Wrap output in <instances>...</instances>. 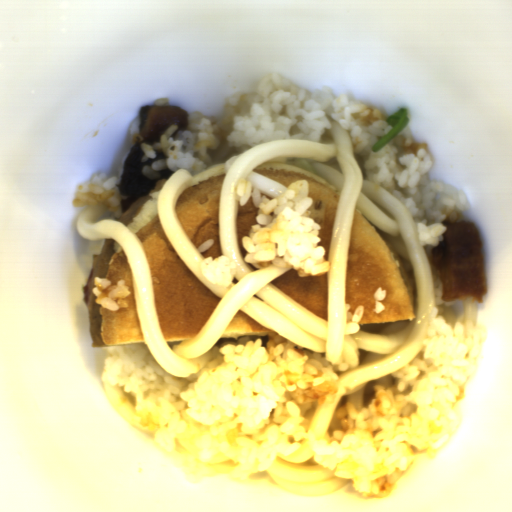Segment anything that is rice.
I'll list each match as a JSON object with an SVG mask.
<instances>
[{
  "instance_id": "1",
  "label": "rice",
  "mask_w": 512,
  "mask_h": 512,
  "mask_svg": "<svg viewBox=\"0 0 512 512\" xmlns=\"http://www.w3.org/2000/svg\"><path fill=\"white\" fill-rule=\"evenodd\" d=\"M436 307L422 345L423 358L390 373L397 382L372 385L375 397L358 409L346 401L336 412L341 428L317 439L300 426L304 413L327 395L339 393L336 371L348 363L333 364L319 352L292 343L276 332L262 338L248 336L211 346L190 359L197 373L178 378L164 370L146 343L101 346L104 358L101 382L133 393L135 408L150 416L159 429L153 443L172 451L187 428L185 419L204 425L196 438L199 461L222 454L239 467L230 471L236 480H248L270 471L278 455L292 456L308 442L313 461L351 479L364 498L381 494L371 482L406 471L420 455L429 457L453 436L460 420L454 405L460 388L470 378L488 336L486 327L464 321L460 312L454 327L446 324L443 309L453 302L442 299L438 273H433Z\"/></svg>"
},
{
  "instance_id": "2",
  "label": "rice",
  "mask_w": 512,
  "mask_h": 512,
  "mask_svg": "<svg viewBox=\"0 0 512 512\" xmlns=\"http://www.w3.org/2000/svg\"><path fill=\"white\" fill-rule=\"evenodd\" d=\"M186 129L170 125L159 142L140 143L141 162L155 158L162 150L165 159L144 165V177L157 179L159 172L186 170L192 176L217 164L226 163L258 145L278 138L322 141L331 118L350 132L356 154L361 156L366 176L404 205L416 222L422 246H438L449 220H465L471 203L467 194L441 179H430L432 157L426 148L404 153L398 147L411 146L414 138L407 125L378 151H372L384 134L392 130L380 110L352 102L346 93L334 95L330 86L302 89L280 74L258 82L253 90L229 95L223 115L187 111Z\"/></svg>"
},
{
  "instance_id": "3",
  "label": "rice",
  "mask_w": 512,
  "mask_h": 512,
  "mask_svg": "<svg viewBox=\"0 0 512 512\" xmlns=\"http://www.w3.org/2000/svg\"><path fill=\"white\" fill-rule=\"evenodd\" d=\"M307 179L291 182L288 189L269 199L247 179H240L234 196L240 207L251 199L258 207L257 224L242 238L247 251L244 263L257 268L270 264L281 269L292 267L299 277H316L330 271L326 249L318 245L321 226L309 216L313 197Z\"/></svg>"
},
{
  "instance_id": "4",
  "label": "rice",
  "mask_w": 512,
  "mask_h": 512,
  "mask_svg": "<svg viewBox=\"0 0 512 512\" xmlns=\"http://www.w3.org/2000/svg\"><path fill=\"white\" fill-rule=\"evenodd\" d=\"M139 112L140 110L129 122L126 145L120 156L117 175L108 176L101 172L94 173L89 179L79 182L76 192L71 200L74 208L107 204L108 208L112 210L114 216L121 217L122 211L118 185L122 174L123 164L131 149V141L135 134L139 132Z\"/></svg>"
},
{
  "instance_id": "5",
  "label": "rice",
  "mask_w": 512,
  "mask_h": 512,
  "mask_svg": "<svg viewBox=\"0 0 512 512\" xmlns=\"http://www.w3.org/2000/svg\"><path fill=\"white\" fill-rule=\"evenodd\" d=\"M94 295V301L105 309L118 312L120 309L128 308L126 298L131 294L126 280L119 279L116 285L107 277L96 276L91 290Z\"/></svg>"
},
{
  "instance_id": "6",
  "label": "rice",
  "mask_w": 512,
  "mask_h": 512,
  "mask_svg": "<svg viewBox=\"0 0 512 512\" xmlns=\"http://www.w3.org/2000/svg\"><path fill=\"white\" fill-rule=\"evenodd\" d=\"M201 270L205 278L214 285L229 288L236 273V264L226 254L216 259L209 255L202 260Z\"/></svg>"
},
{
  "instance_id": "7",
  "label": "rice",
  "mask_w": 512,
  "mask_h": 512,
  "mask_svg": "<svg viewBox=\"0 0 512 512\" xmlns=\"http://www.w3.org/2000/svg\"><path fill=\"white\" fill-rule=\"evenodd\" d=\"M351 306L347 302L345 304L346 309V319H345V330H344V336H351L354 333L358 332L361 328L359 326V323L363 317L365 307L364 305L357 306L354 310V313L352 314L349 312Z\"/></svg>"
},
{
  "instance_id": "8",
  "label": "rice",
  "mask_w": 512,
  "mask_h": 512,
  "mask_svg": "<svg viewBox=\"0 0 512 512\" xmlns=\"http://www.w3.org/2000/svg\"><path fill=\"white\" fill-rule=\"evenodd\" d=\"M386 294H387V291L386 289H383V287H378L376 289V291L374 292L373 294V298H374V302H375V306L373 308L374 310V313H381L382 311L385 310V306L383 304V302L381 301H384L385 297H386Z\"/></svg>"
},
{
  "instance_id": "9",
  "label": "rice",
  "mask_w": 512,
  "mask_h": 512,
  "mask_svg": "<svg viewBox=\"0 0 512 512\" xmlns=\"http://www.w3.org/2000/svg\"><path fill=\"white\" fill-rule=\"evenodd\" d=\"M147 105H162V106H169V98H166L164 96H159L158 98L154 99Z\"/></svg>"
},
{
  "instance_id": "10",
  "label": "rice",
  "mask_w": 512,
  "mask_h": 512,
  "mask_svg": "<svg viewBox=\"0 0 512 512\" xmlns=\"http://www.w3.org/2000/svg\"><path fill=\"white\" fill-rule=\"evenodd\" d=\"M214 240L213 239H208L206 240L205 242L201 243L197 249L198 251H200L201 253L206 251L207 249H209L210 247H212L214 245Z\"/></svg>"
}]
</instances>
